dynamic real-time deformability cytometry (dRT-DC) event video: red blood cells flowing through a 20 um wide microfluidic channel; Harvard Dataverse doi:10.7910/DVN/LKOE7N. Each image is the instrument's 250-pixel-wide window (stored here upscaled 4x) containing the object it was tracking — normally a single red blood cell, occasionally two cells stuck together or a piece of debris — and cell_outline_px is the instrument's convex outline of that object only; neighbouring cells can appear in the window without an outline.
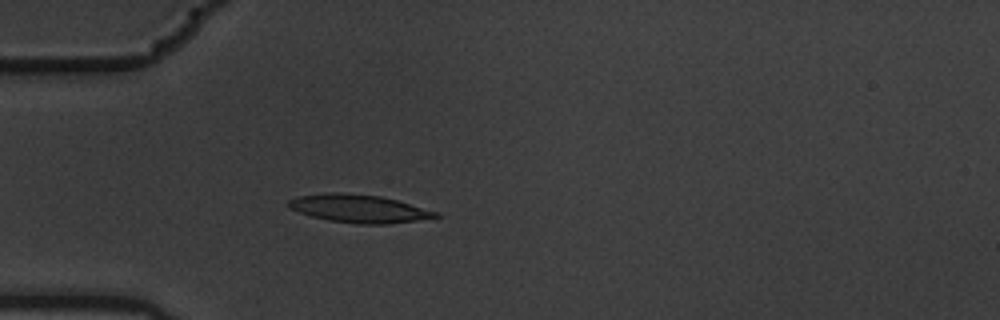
{"species": "common noctule bat (a hibernating species)", "species_latin": "Nyctalus noctula", "temperature_condition": "warm", "stored_images_in_passage": 4, "camera_frame_rate_fps": 3000, "um_per_image_px": 0.085, "animal": {"sex": "male", "body_mass_g": 19.5, "forearm_length_mm": 54.6}, "frame": {"image": 1, "passage_image": 4, "time_ms": 1.0, "image_size_px": [1000, 320], "cell_outline_px": [[440, 216], [416, 220], [388, 224], [356, 224], [328, 220], [312, 216], [288, 208], [288, 200], [300, 196], [332, 192], [340, 192], [380, 196], [396, 200], [440, 212]], "centroid_in_image_um": [30.51, 17.73], "position_along_channel_um": 54.5, "area_um2": 23.81}}